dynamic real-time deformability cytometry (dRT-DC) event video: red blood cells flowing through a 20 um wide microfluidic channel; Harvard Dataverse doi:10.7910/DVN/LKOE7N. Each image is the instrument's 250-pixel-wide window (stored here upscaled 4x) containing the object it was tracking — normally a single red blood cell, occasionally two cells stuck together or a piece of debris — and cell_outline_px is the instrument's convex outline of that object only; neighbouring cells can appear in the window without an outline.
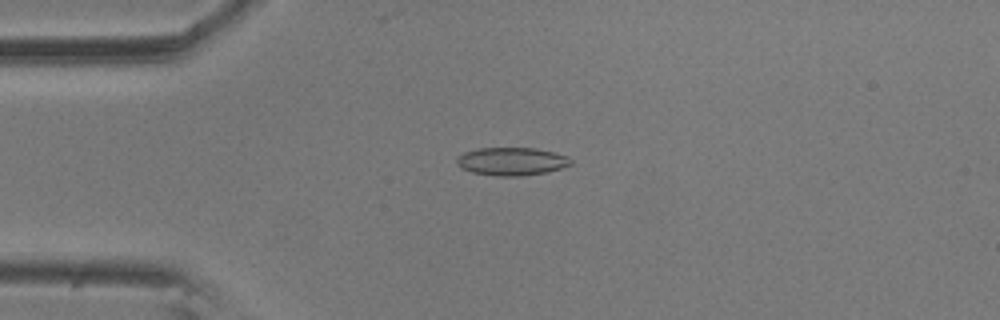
{"species": "common noctule bat (a hibernating species)", "species_latin": "Nyctalus noctula", "temperature_condition": "room temperature", "stored_images_in_passage": 57, "camera_frame_rate_fps": 3000, "um_per_image_px": 0.085, "animal": {"sex": "male", "body_mass_g": 20.5, "forearm_length_mm": 52.5}, "frame": {"image": 1, "passage_image": 14, "time_ms": 4.333, "image_size_px": [1000, 320], "cell_outline_px": [[572, 164], [560, 168], [544, 172], [524, 176], [496, 176], [472, 172], [460, 168], [456, 164], [456, 156], [464, 152], [476, 148], [536, 148], [568, 156], [572, 160]], "centroid_in_image_um": [43.44, 13.71], "position_along_channel_um": 41.6, "area_um2": 18.73}}
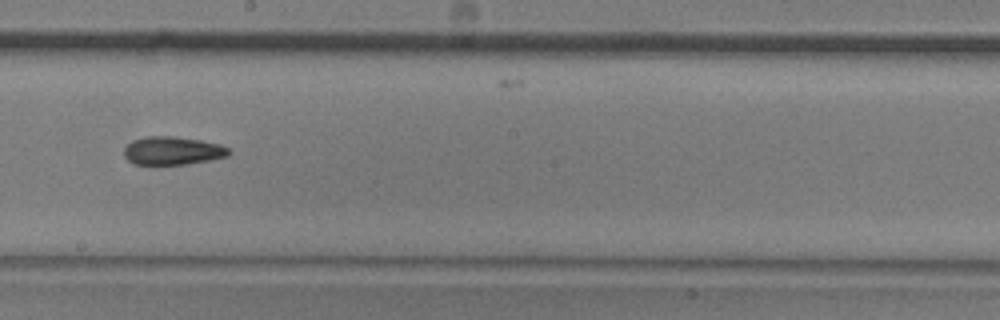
{"frame": {"image": 2, "passage_image": 32, "time_ms": 10.333, "image_size_px": [1000, 320], "cell_outline_px": [[232, 152], [228, 156], [188, 164], [132, 164], [124, 156], [124, 148], [132, 140], [144, 136], [176, 136], [200, 140], [220, 144], [228, 148]], "centroid_in_image_um": [14.66, 12.8], "position_along_channel_um": 233.5, "area_um2": 17.34}}
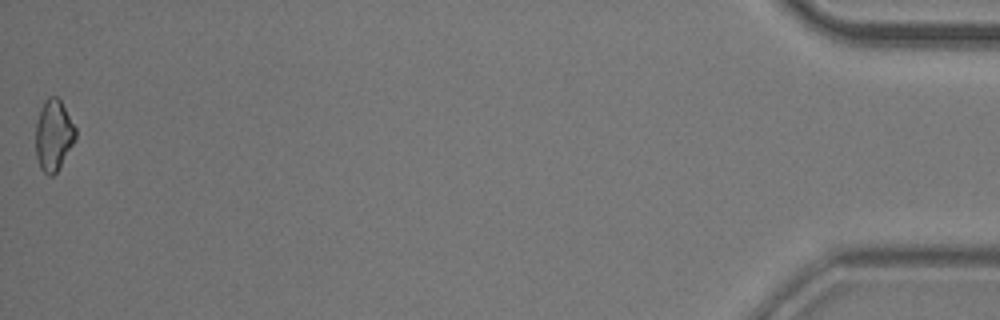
{"frame": {"image": 3, "passage_image": 57, "time_ms": 18.667, "image_size_px": [1000, 320], "cell_outline_px": [[76, 136], [72, 144], [56, 172], [52, 176], [48, 176], [40, 168], [36, 156], [36, 124], [44, 100], [48, 96], [56, 96], [60, 100], [76, 128]], "centroid_in_image_um": [4.54, 11.49], "position_along_channel_um": 430.7, "area_um2": 16.18}, "authors_computed_cell_mechanics": {"area_um2": 17.34, "velocity_mm_per_s": 3.5448, "shape_relaxation_time_tau1_ms": 7.2398, "shape_relaxation_time_tau2_ms": 3.4661, "deformation_change_tau1": 0.1388, "deformation_change_tau2": 0.097}}